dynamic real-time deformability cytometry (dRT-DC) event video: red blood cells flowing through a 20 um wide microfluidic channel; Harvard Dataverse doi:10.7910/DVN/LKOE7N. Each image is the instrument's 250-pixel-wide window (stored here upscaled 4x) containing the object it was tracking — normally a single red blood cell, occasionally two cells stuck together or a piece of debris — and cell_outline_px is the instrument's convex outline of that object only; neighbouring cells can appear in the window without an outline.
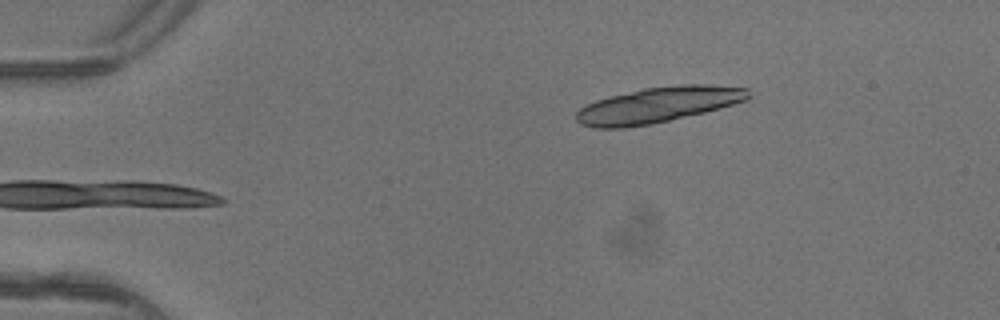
{"species": "common noctule bat (a hibernating species)", "species_latin": "Nyctalus noctula", "temperature_condition": "warm", "stored_images_in_passage": 3, "camera_frame_rate_fps": 3000, "um_per_image_px": 0.085, "animal": {"sex": "female"}, "frame": {"image": 1, "passage_image": 3, "time_ms": 0.667, "image_size_px": [1000, 320], "cell_outline_px": [[752, 96], [748, 100], [720, 108], [704, 112], [668, 120], [648, 124], [624, 128], [592, 128], [580, 124], [576, 120], [576, 112], [584, 104], [608, 96], [644, 88], [680, 84], [708, 84], [748, 88]], "centroid_in_image_um": [55.93, 8.9], "position_along_channel_um": 29.1, "area_um2": 35.89}}